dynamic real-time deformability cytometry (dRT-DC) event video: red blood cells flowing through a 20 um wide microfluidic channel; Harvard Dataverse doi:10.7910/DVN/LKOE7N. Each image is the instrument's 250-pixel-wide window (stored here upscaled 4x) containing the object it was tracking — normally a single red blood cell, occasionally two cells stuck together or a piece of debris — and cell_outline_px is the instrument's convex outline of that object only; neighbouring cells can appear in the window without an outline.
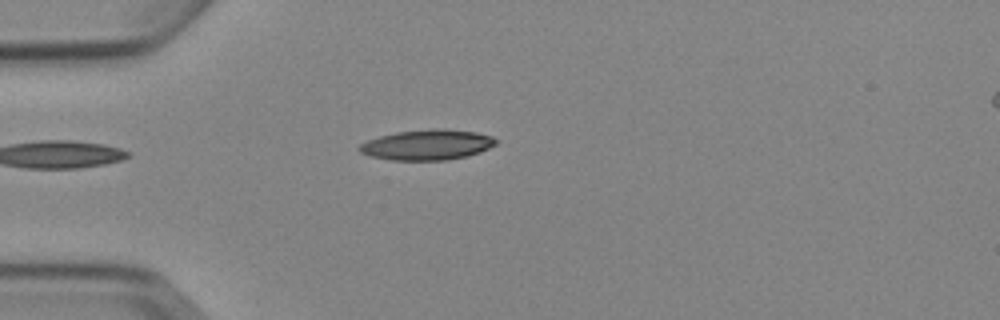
{"species": "Egyptian fruit bat (a non-hibernating species)", "species_latin": "Rousettus aegyptiacus", "temperature_condition": "cold", "stored_images_in_passage": 1, "camera_frame_rate_fps": 3000, "um_per_image_px": 0.085, "animal": {"sex": "female"}, "frame": {"image": 1, "passage_image": 1, "time_ms": 0.0, "image_size_px": [1000, 320], "cell_outline_px": [[500, 140], [496, 144], [480, 152], [468, 156], [448, 160], [392, 160], [372, 156], [360, 152], [356, 148], [360, 144], [368, 140], [380, 136], [396, 132], [432, 128], [444, 128], [476, 132], [492, 136]], "centroid_in_image_um": [36.35, 12.3], "position_along_channel_um": 48.7, "area_um2": 24.33}}